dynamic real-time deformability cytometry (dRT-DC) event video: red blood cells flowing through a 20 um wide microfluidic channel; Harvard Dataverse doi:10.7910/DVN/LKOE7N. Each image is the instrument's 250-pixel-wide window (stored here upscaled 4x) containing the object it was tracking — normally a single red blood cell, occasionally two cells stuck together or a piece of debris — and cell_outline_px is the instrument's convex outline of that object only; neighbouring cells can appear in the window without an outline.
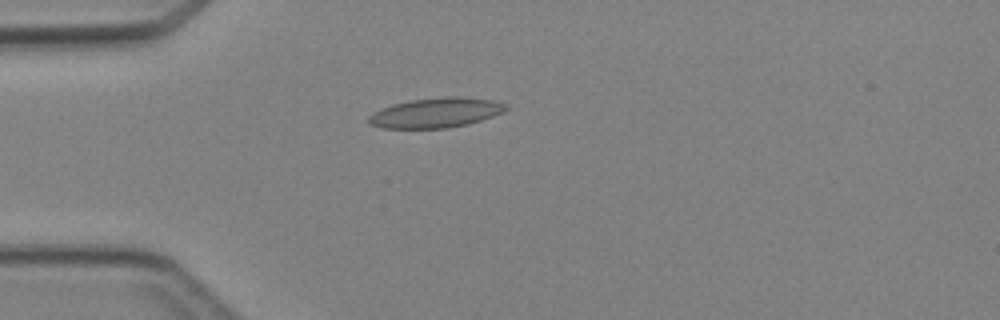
{"species": "Egyptian fruit bat (a non-hibernating species)", "species_latin": "Rousettus aegyptiacus", "temperature_condition": "cold", "stored_images_in_passage": 2, "camera_frame_rate_fps": 3000, "um_per_image_px": 0.085, "animal": {"sex": "female"}, "frame": {"image": 1, "passage_image": 1, "time_ms": 0.0, "image_size_px": [1000, 320], "cell_outline_px": [[508, 108], [504, 112], [468, 124], [448, 128], [384, 128], [372, 124], [368, 120], [368, 116], [372, 112], [392, 104], [412, 100], [448, 96], [460, 96], [492, 100], [508, 104]], "centroid_in_image_um": [37.07, 9.58], "position_along_channel_um": 47.9, "area_um2": 23.81}}